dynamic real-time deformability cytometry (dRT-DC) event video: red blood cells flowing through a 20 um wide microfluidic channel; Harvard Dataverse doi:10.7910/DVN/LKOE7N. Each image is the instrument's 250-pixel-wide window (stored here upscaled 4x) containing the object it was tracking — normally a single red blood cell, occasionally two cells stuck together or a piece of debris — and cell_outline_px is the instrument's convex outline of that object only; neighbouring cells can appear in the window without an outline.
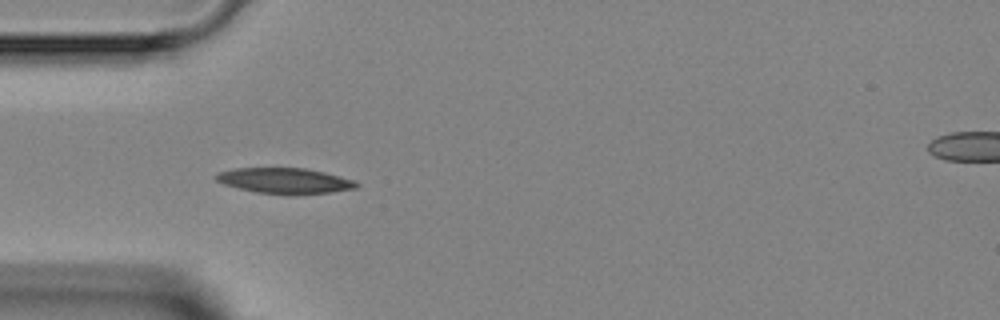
{"species": "Egyptian fruit bat (a non-hibernating species)", "species_latin": "Rousettus aegyptiacus", "temperature_condition": "room temperature", "stored_images_in_passage": 6, "camera_frame_rate_fps": 3000, "um_per_image_px": 0.085, "animal": {"sex": "female"}, "frame": {"image": 1, "passage_image": 4, "time_ms": 4.0, "image_size_px": [1000, 320], "cell_outline_px": [[360, 184], [356, 188], [328, 192], [256, 192], [224, 184], [216, 180], [216, 172], [236, 168], [304, 168], [324, 172], [356, 180]], "centroid_in_image_um": [24.2, 15.32], "position_along_channel_um": 60.8, "area_um2": 20.06}}
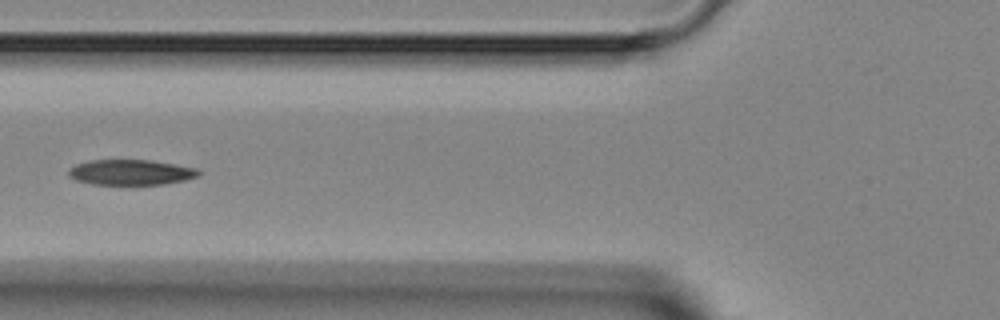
{"frame": {"image": 2, "passage_image": 5, "time_ms": 5.333, "image_size_px": [1000, 320], "cell_outline_px": [[200, 176], [184, 180], [164, 184], [92, 184], [76, 180], [68, 176], [68, 168], [76, 164], [88, 160], [148, 160], [196, 168], [200, 172]], "centroid_in_image_um": [11.08, 14.64], "position_along_channel_um": 114.7, "area_um2": 19.13}}
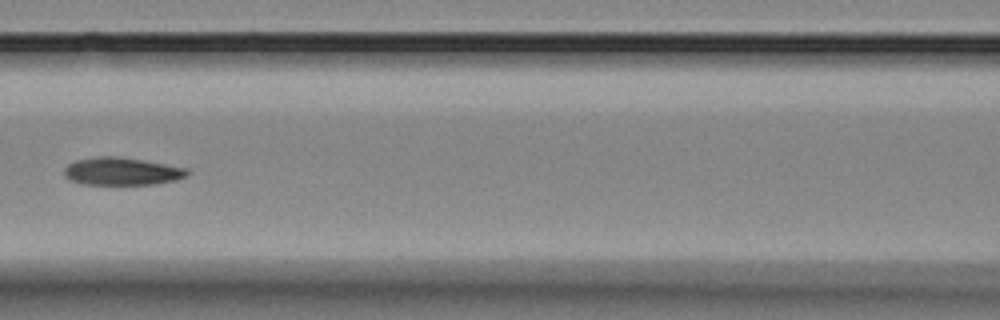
{"frame": {"image": 3, "passage_image": 6, "time_ms": 6.333, "image_size_px": [1000, 320], "cell_outline_px": [[188, 172], [184, 176], [176, 180], [152, 184], [84, 184], [72, 180], [64, 176], [64, 168], [68, 164], [76, 160], [96, 156], [120, 156], [188, 168]], "centroid_in_image_um": [10.33, 14.55], "position_along_channel_um": 156.3, "area_um2": 19.71}}